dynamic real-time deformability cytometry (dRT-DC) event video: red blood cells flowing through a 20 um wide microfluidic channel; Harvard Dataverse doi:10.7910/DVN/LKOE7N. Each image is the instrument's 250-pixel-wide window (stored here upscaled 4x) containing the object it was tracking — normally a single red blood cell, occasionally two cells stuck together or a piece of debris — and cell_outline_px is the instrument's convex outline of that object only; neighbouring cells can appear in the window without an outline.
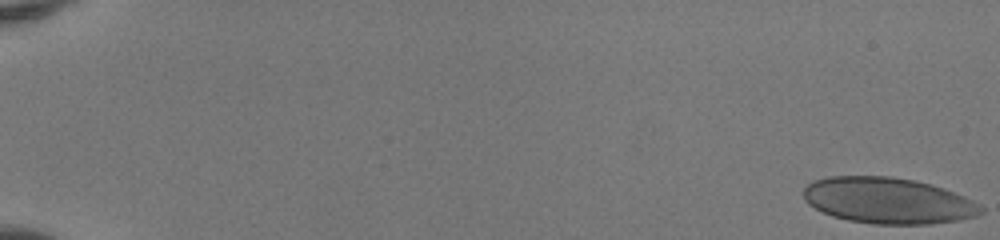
{"species": "human", "species_latin": "Homo sapiens", "temperature_condition": "room temperature", "stored_images_in_passage": 52, "camera_frame_rate_fps": 3000, "um_per_image_px": 0.085, "donor": {"sex": "female"}, "frame": {"image": 1, "passage_image": 1, "time_ms": 0.0, "image_size_px": [1000, 240], "cell_outline_px": [[984, 212], [976, 216], [960, 220], [928, 224], [876, 224], [848, 220], [832, 216], [808, 204], [804, 200], [804, 188], [812, 180], [828, 176], [892, 176], [916, 180], [932, 184], [944, 188], [972, 200], [980, 204], [984, 208]], "centroid_in_image_um": [75.49, 17.04], "position_along_channel_um": 9.5, "area_um2": 47.92}}
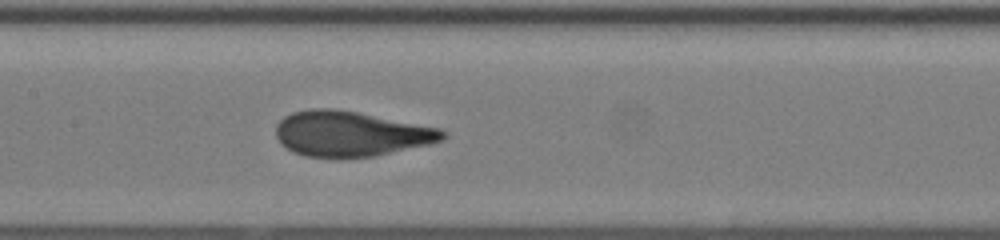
{"frame": {"image": 2, "passage_image": 28, "time_ms": 9.0, "image_size_px": [1000, 240], "cell_outline_px": [[448, 136], [444, 140], [432, 144], [372, 156], [304, 156], [292, 152], [280, 144], [276, 136], [276, 124], [284, 116], [292, 112], [312, 108], [332, 108], [356, 112], [440, 128], [448, 132]], "centroid_in_image_um": [29.82, 11.36], "position_along_channel_um": 177.6, "area_um2": 43.75}}
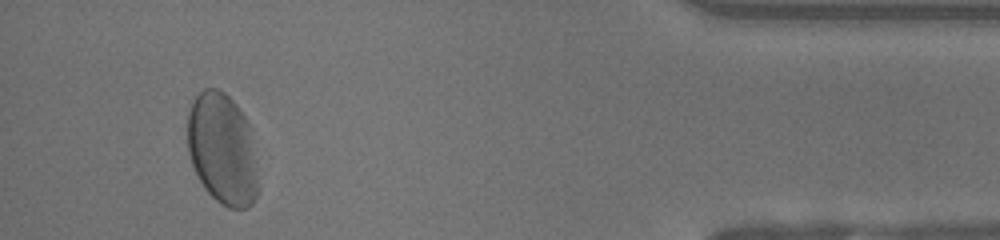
{"frame": {"image": 3, "passage_image": 49, "time_ms": 16.0, "image_size_px": [1000, 240], "cell_outline_px": [[260, 188], [252, 204], [248, 208], [228, 208], [220, 204], [204, 188], [192, 164], [188, 152], [188, 112], [192, 100], [204, 88], [216, 88], [224, 92], [236, 104], [248, 120], [260, 184]], "centroid_in_image_um": [18.92, 12.69], "position_along_channel_um": 416.3, "area_um2": 46.3}, "authors_computed_cell_mechanics": {"area_um2": 45.1996, "velocity_mm_per_s": 4.0972, "shape_relaxation_time_tau1_ms": 2.3735, "shape_relaxation_time_tau2_ms": null, "deformation_change_tau1": 0.1231, "deformation_change_tau2": null}}